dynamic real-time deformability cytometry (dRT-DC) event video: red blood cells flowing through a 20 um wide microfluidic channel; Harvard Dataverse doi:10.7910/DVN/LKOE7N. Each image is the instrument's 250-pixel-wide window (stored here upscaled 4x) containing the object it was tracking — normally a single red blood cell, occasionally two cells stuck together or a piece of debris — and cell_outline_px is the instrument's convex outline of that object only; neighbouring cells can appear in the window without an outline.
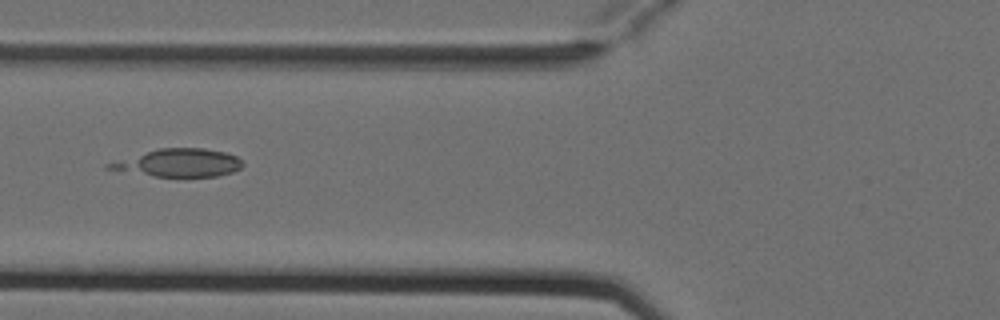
{"species": "Egyptian fruit bat (a non-hibernating species)", "species_latin": "Rousettus aegyptiacus", "temperature_condition": "cold", "stored_images_in_passage": 5, "camera_frame_rate_fps": 3000, "um_per_image_px": 0.085, "animal": {"sex": "female"}, "frame": {"image": 1, "passage_image": 5, "time_ms": 1.333, "image_size_px": [1000, 320], "cell_outline_px": [[244, 164], [240, 168], [232, 172], [216, 176], [156, 176], [144, 172], [136, 168], [132, 164], [140, 156], [148, 152], [160, 148], [204, 148], [224, 152], [236, 156]], "centroid_in_image_um": [15.93, 13.81], "position_along_channel_um": 109.9, "area_um2": 18.26}}